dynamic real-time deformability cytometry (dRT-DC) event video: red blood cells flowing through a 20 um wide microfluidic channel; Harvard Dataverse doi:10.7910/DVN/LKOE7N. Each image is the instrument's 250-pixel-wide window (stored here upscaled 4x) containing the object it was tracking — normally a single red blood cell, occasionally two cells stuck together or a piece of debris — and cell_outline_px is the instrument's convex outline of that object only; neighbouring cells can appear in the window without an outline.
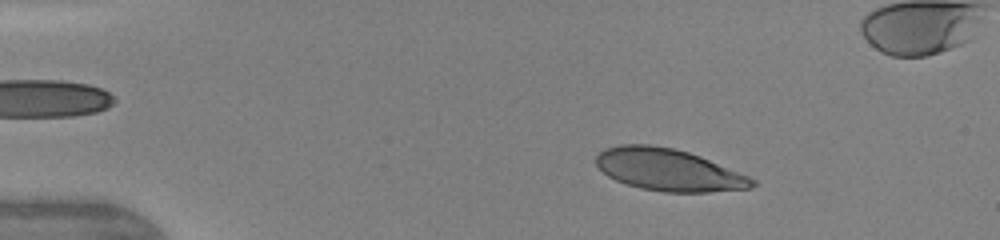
{"species": "human", "species_latin": "Homo sapiens", "temperature_condition": "warm", "stored_images_in_passage": 59, "camera_frame_rate_fps": 3000, "um_per_image_px": 0.085, "donor": {"sex": "female"}, "frame": {"image": 1, "passage_image": 19, "time_ms": 2.333, "image_size_px": [1000, 240], "cell_outline_px": [[756, 184], [752, 188], [708, 192], [664, 192], [640, 188], [616, 180], [608, 176], [596, 164], [596, 156], [604, 148], [620, 144], [648, 144], [672, 148], [688, 152], [700, 156], [748, 176], [756, 180]], "centroid_in_image_um": [56.82, 14.43], "position_along_channel_um": 28.2, "area_um2": 38.03}}